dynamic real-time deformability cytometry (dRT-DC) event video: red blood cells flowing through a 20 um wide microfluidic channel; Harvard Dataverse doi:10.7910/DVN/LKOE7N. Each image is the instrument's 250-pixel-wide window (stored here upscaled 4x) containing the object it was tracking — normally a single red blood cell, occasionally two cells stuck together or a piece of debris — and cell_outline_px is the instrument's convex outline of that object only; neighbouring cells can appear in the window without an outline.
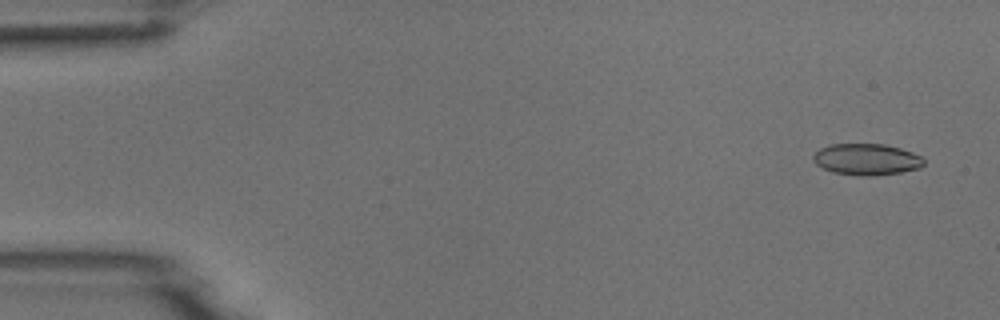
{"species": "common noctule bat (a hibernating species)", "species_latin": "Nyctalus noctula", "temperature_condition": "room temperature", "stored_images_in_passage": 4, "camera_frame_rate_fps": 3000, "um_per_image_px": 0.085, "animal": {"sex": "male", "body_mass_g": 18.8}, "frame": {"image": 1, "passage_image": 1, "time_ms": 0.0, "image_size_px": [1000, 320], "cell_outline_px": [[924, 164], [920, 168], [900, 172], [872, 176], [860, 176], [832, 172], [816, 164], [812, 160], [812, 156], [820, 148], [828, 144], [884, 144], [900, 148], [912, 152], [920, 156], [924, 160]], "centroid_in_image_um": [73.64, 13.54], "position_along_channel_um": 11.4, "area_um2": 20.29}}